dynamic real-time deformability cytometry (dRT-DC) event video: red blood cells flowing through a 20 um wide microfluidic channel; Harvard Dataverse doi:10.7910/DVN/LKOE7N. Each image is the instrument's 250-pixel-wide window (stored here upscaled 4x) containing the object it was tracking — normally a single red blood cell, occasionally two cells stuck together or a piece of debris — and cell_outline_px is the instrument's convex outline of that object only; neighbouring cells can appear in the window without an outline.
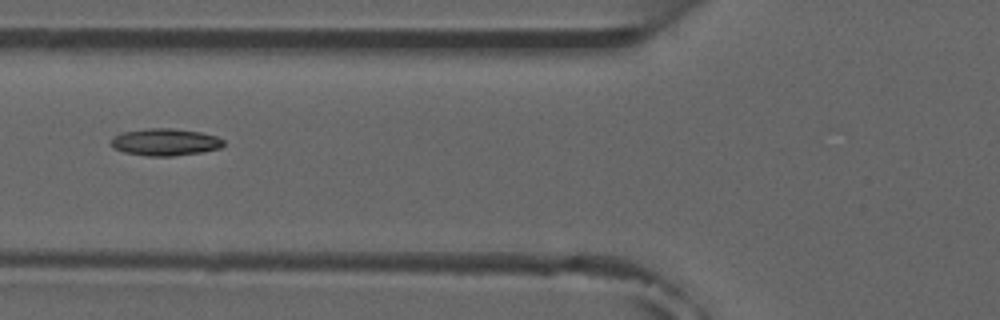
{"species": "common noctule bat (a hibernating species)", "species_latin": "Nyctalus noctula", "temperature_condition": "room temperature", "stored_images_in_passage": 7, "camera_frame_rate_fps": 3000, "um_per_image_px": 0.085, "animal": {"sex": "male", "forearm_length_mm": 52.5}, "frame": {"image": 1, "passage_image": 7, "time_ms": 7.667, "image_size_px": [1000, 320], "cell_outline_px": [[224, 144], [220, 148], [204, 152], [172, 156], [148, 156], [124, 152], [112, 148], [108, 144], [112, 136], [120, 132], [148, 128], [172, 128], [200, 132], [216, 136], [224, 140]], "centroid_in_image_um": [13.98, 12.07], "position_along_channel_um": 111.8, "area_um2": 18.09}}